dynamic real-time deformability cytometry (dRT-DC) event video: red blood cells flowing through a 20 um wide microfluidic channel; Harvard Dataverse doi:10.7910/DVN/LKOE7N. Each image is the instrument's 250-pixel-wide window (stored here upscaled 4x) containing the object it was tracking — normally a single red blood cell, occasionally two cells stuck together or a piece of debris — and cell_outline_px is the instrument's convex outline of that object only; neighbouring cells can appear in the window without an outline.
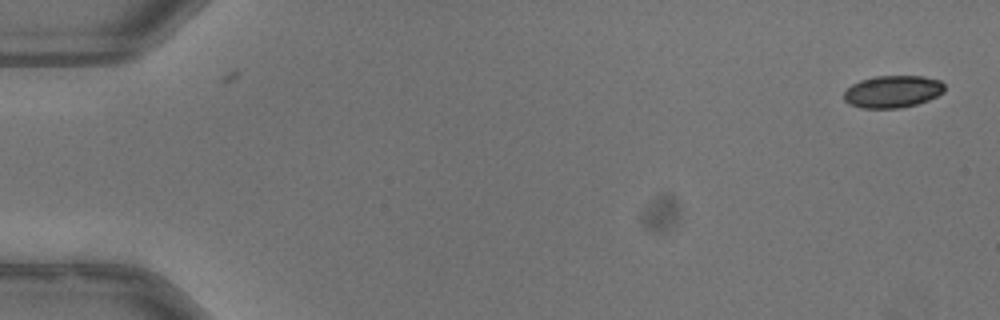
{"species": "common noctule bat (a hibernating species)", "species_latin": "Nyctalus noctula", "temperature_condition": "warm", "stored_images_in_passage": 2, "camera_frame_rate_fps": 3000, "um_per_image_px": 0.085, "animal": {"sex": "male", "body_mass_g": 13.3}, "frame": {"image": 1, "passage_image": 1, "time_ms": 0.0, "image_size_px": [1000, 320], "cell_outline_px": [[944, 92], [928, 100], [916, 104], [900, 108], [860, 108], [848, 104], [844, 100], [844, 92], [852, 84], [860, 80], [876, 76], [924, 76], [940, 80], [944, 84]], "centroid_in_image_um": [75.86, 7.78], "position_along_channel_um": 9.1, "area_um2": 18.96}}